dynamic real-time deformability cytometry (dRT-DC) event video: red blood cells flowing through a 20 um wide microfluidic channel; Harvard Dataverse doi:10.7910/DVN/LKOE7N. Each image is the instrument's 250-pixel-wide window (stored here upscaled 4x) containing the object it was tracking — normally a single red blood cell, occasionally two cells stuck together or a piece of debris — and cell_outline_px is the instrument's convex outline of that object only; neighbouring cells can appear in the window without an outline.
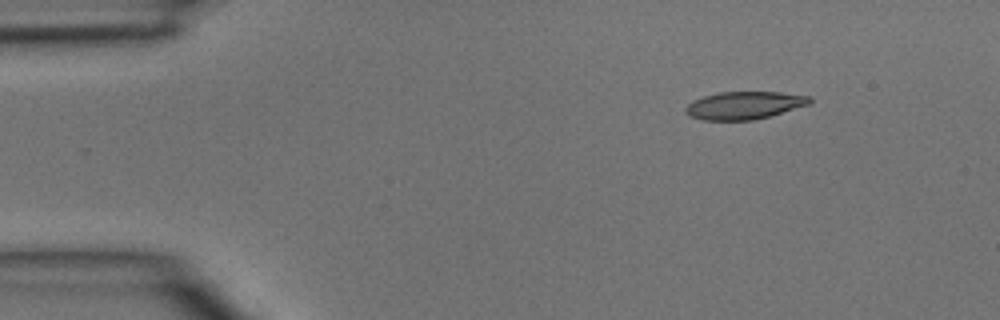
{"species": "common noctule bat (a hibernating species)", "species_latin": "Nyctalus noctula", "temperature_condition": "room temperature", "stored_images_in_passage": 5, "camera_frame_rate_fps": 3000, "um_per_image_px": 0.085, "animal": {"sex": "male", "body_mass_g": 15.6}, "frame": {"image": 1, "passage_image": 2, "time_ms": 0.333, "image_size_px": [1000, 320], "cell_outline_px": [[812, 100], [808, 104], [768, 116], [752, 120], [704, 120], [688, 116], [684, 112], [684, 108], [692, 100], [704, 96], [720, 92], [780, 92], [812, 96]], "centroid_in_image_um": [63.21, 8.95], "position_along_channel_um": 21.8, "area_um2": 19.94}}
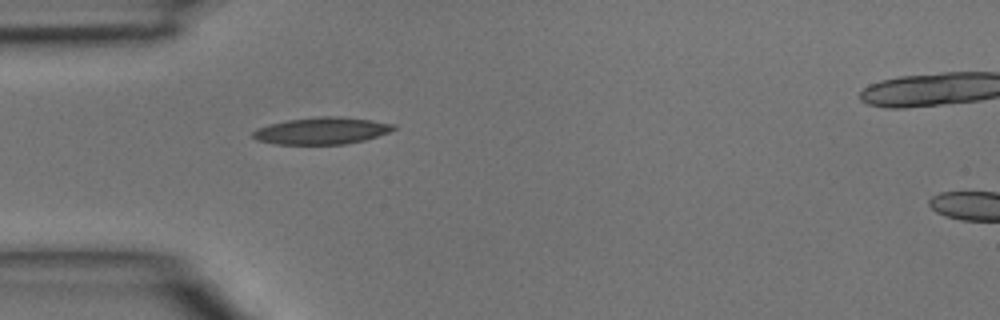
{"frame": {"image": 2, "passage_image": 4, "time_ms": 1.0, "image_size_px": [1000, 320], "cell_outline_px": [[396, 128], [388, 132], [364, 140], [344, 144], [276, 144], [256, 140], [252, 136], [252, 132], [256, 128], [268, 124], [288, 120], [320, 116], [340, 116], [396, 124]], "centroid_in_image_um": [27.3, 11.11], "position_along_channel_um": 57.7, "area_um2": 21.96}}